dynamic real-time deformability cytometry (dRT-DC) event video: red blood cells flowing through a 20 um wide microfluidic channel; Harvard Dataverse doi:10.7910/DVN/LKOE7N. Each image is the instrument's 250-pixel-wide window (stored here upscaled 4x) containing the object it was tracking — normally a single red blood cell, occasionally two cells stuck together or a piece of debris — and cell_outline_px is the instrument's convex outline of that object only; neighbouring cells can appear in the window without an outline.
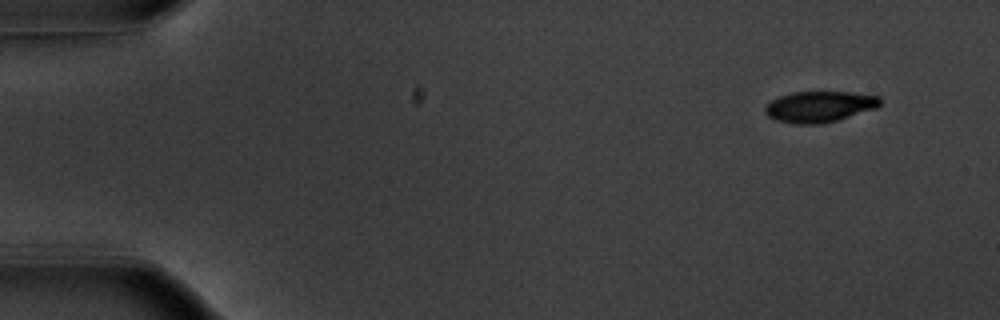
{"species": "common noctule bat (a hibernating species)", "species_latin": "Nyctalus noctula", "temperature_condition": "warm", "stored_images_in_passage": 29, "camera_frame_rate_fps": 3000, "um_per_image_px": 0.085, "animal": {"sex": "male", "body_mass_g": 20.1, "forearm_length_mm": 53.5}, "frame": {"image": 1, "passage_image": 1, "time_ms": 0.0, "image_size_px": [1000, 320], "cell_outline_px": [[880, 104], [876, 108], [836, 120], [820, 124], [796, 124], [776, 120], [768, 116], [764, 112], [764, 108], [772, 100], [780, 96], [792, 92], [852, 92], [880, 96]], "centroid_in_image_um": [69.64, 9.06], "position_along_channel_um": 15.4, "area_um2": 20.63}}
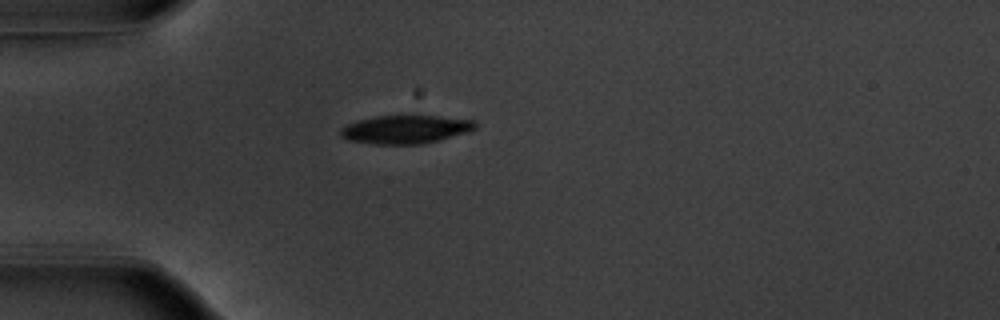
{"frame": {"image": 2, "passage_image": 12, "time_ms": 3.667, "image_size_px": [1000, 320], "cell_outline_px": [[476, 128], [468, 132], [420, 144], [376, 144], [348, 140], [340, 136], [340, 128], [348, 124], [360, 120], [376, 116], [416, 112], [472, 120], [476, 124]], "centroid_in_image_um": [34.48, 10.94], "position_along_channel_um": 50.5, "area_um2": 22.95}}